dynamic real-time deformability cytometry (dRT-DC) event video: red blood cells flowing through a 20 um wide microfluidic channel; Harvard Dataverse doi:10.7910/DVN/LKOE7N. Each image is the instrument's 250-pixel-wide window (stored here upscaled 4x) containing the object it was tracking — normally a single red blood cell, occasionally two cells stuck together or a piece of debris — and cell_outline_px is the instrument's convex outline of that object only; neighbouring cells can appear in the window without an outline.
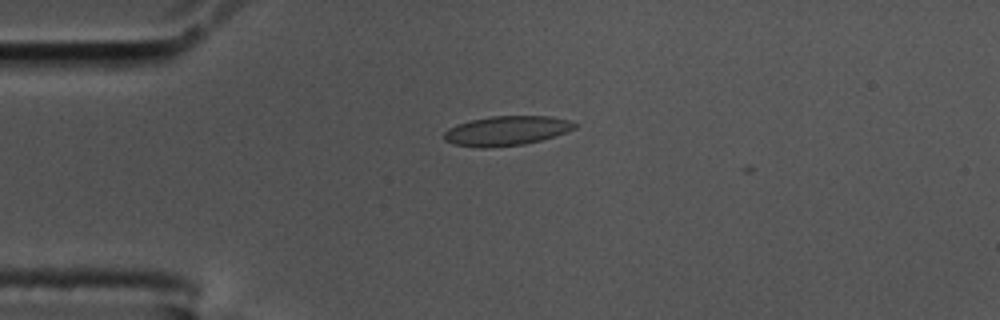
{"species": "common noctule bat (a hibernating species)", "species_latin": "Nyctalus noctula", "temperature_condition": "cold", "stored_images_in_passage": 3, "camera_frame_rate_fps": 3000, "um_per_image_px": 0.085, "animal": {"sex": "male", "body_mass_g": 17.5, "forearm_length_mm": 52.3}, "frame": {"image": 1, "passage_image": 2, "time_ms": 0.333, "image_size_px": [1000, 320], "cell_outline_px": [[580, 124], [576, 128], [556, 136], [524, 144], [484, 148], [452, 144], [444, 140], [444, 132], [448, 128], [456, 124], [472, 120], [492, 116], [552, 116], [572, 120]], "centroid_in_image_um": [43.1, 11.1], "position_along_channel_um": 41.9, "area_um2": 22.66}}